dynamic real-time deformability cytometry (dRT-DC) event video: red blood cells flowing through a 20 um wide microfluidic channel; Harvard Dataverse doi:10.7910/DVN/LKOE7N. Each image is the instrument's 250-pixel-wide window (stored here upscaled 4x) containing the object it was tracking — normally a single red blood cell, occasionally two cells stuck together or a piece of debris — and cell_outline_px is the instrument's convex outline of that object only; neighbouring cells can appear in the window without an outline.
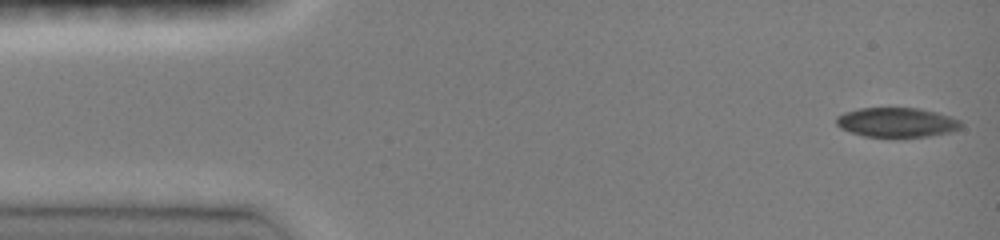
{"species": "common noctule bat (a hibernating species)", "species_latin": "Nyctalus noctula", "temperature_condition": "room temperature", "stored_images_in_passage": 46, "camera_frame_rate_fps": 3000, "um_per_image_px": 0.085, "animal": {"sex": "female", "body_mass_g": 19.0, "forearm_length_mm": 51.5}, "frame": {"image": 1, "passage_image": 1, "time_ms": 0.0, "image_size_px": [1000, 240], "cell_outline_px": [[964, 124], [960, 128], [948, 132], [928, 136], [892, 140], [864, 136], [840, 128], [836, 124], [836, 116], [844, 112], [860, 108], [920, 108], [952, 116], [960, 120]], "centroid_in_image_um": [76.22, 10.43], "position_along_channel_um": 8.8, "area_um2": 22.25}}
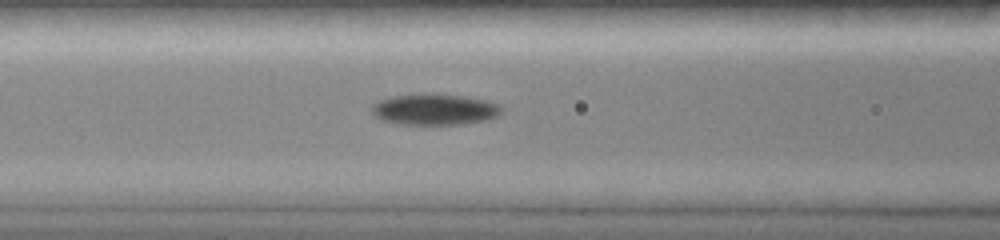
{"frame": {"image": 2, "passage_image": 18, "time_ms": 5.667, "image_size_px": [1000, 240], "cell_outline_px": [[504, 108], [496, 116], [484, 120], [460, 124], [404, 124], [384, 120], [376, 116], [372, 112], [372, 104], [380, 100], [392, 96], [424, 92], [432, 92], [464, 96], [484, 100], [500, 104]], "centroid_in_image_um": [36.94, 9.27], "position_along_channel_um": 129.7, "area_um2": 23.58}}
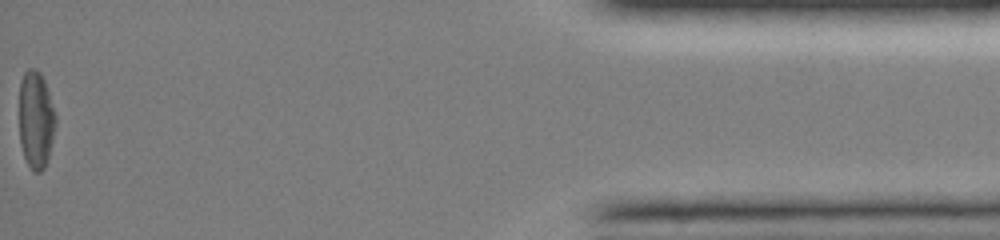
{"frame": {"image": 3, "passage_image": 46, "time_ms": 15.0, "image_size_px": [1000, 240], "cell_outline_px": [[56, 124], [48, 156], [44, 168], [40, 172], [32, 172], [24, 156], [20, 144], [20, 80], [24, 72], [28, 68], [36, 68], [40, 72], [44, 80], [56, 116]], "centroid_in_image_um": [3.04, 10.16], "position_along_channel_um": 432.2, "area_um2": 20.58}, "authors_computed_cell_mechanics": {"area_um2": 22.3686, "velocity_mm_per_s": 4.1204, "shape_relaxation_time_tau1_ms": 3.5749, "shape_relaxation_time_tau2_ms": null, "deformation_change_tau1": 0.1153, "deformation_change_tau2": null}}